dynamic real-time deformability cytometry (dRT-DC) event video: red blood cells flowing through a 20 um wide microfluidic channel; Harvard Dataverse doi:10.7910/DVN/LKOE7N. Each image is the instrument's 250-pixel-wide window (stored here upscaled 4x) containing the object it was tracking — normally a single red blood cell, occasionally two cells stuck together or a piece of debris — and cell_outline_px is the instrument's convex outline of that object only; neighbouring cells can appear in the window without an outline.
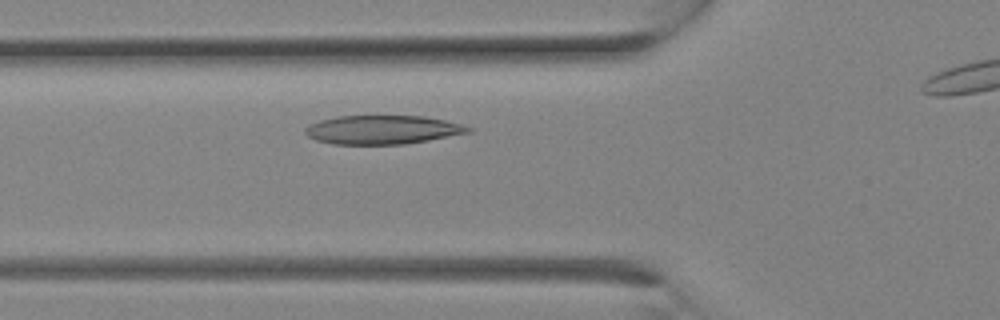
{"species": "Egyptian fruit bat (a non-hibernating species)", "species_latin": "Rousettus aegyptiacus", "temperature_condition": "room temperature", "stored_images_in_passage": 8, "camera_frame_rate_fps": 3000, "um_per_image_px": 0.085, "animal": {"sex": "female"}, "frame": {"image": 1, "passage_image": 6, "time_ms": 1.667, "image_size_px": [1000, 320], "cell_outline_px": [[472, 132], [428, 140], [404, 144], [332, 144], [316, 140], [308, 136], [304, 132], [304, 128], [308, 124], [320, 120], [336, 116], [424, 116], [444, 120], [460, 124], [472, 128]], "centroid_in_image_um": [32.47, 11.02], "position_along_channel_um": 93.3, "area_um2": 27.34}}
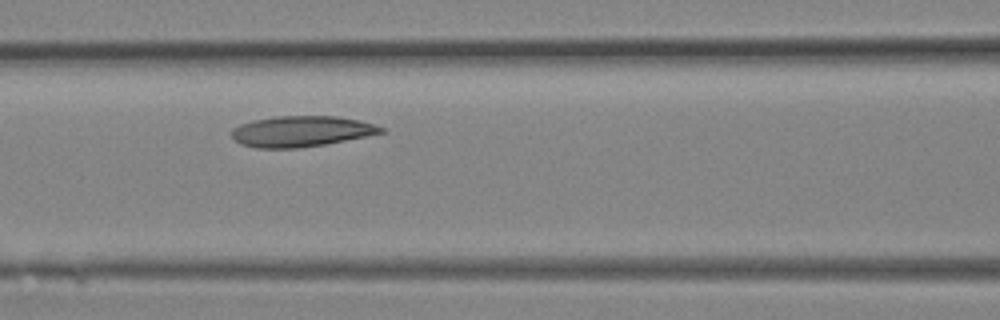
{"frame": {"image": 2, "passage_image": 8, "time_ms": 2.333, "image_size_px": [1000, 320], "cell_outline_px": [[388, 132], [324, 144], [296, 148], [256, 148], [240, 144], [232, 136], [232, 128], [240, 124], [252, 120], [276, 116], [336, 116], [360, 120], [388, 128]], "centroid_in_image_um": [25.65, 11.15], "position_along_channel_um": 141.0, "area_um2": 26.93}}